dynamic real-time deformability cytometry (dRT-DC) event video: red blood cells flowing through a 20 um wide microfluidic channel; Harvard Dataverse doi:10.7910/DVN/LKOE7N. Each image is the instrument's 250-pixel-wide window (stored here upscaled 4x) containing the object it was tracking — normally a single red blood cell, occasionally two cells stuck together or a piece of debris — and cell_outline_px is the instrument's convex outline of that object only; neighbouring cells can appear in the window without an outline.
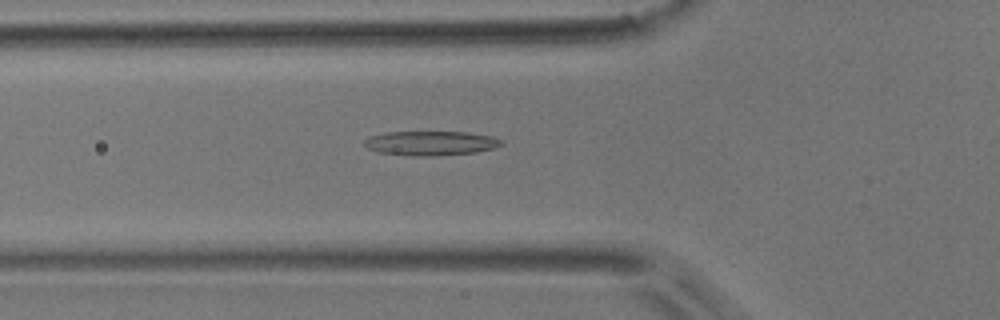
{"species": "common noctule bat (a hibernating species)", "species_latin": "Nyctalus noctula", "temperature_condition": "room temperature", "stored_images_in_passage": 40, "camera_frame_rate_fps": 3000, "um_per_image_px": 0.085, "animal": {"sex": "male", "body_mass_g": 17.9}, "frame": {"image": 1, "passage_image": 7, "time_ms": 2.0, "image_size_px": [1000, 320], "cell_outline_px": [[504, 144], [496, 148], [476, 152], [436, 156], [412, 156], [376, 152], [368, 148], [364, 144], [364, 140], [368, 136], [388, 132], [468, 132], [492, 136], [500, 140]], "centroid_in_image_um": [36.61, 12.17], "position_along_channel_um": 89.2, "area_um2": 19.65}}
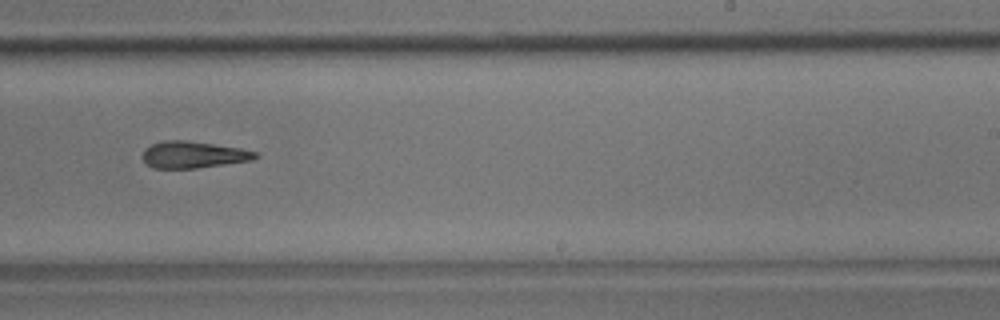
{"frame": {"image": 2, "passage_image": 21, "time_ms": 6.667, "image_size_px": [1000, 320], "cell_outline_px": [[260, 156], [252, 160], [196, 168], [152, 168], [140, 156], [144, 148], [152, 144], [164, 140], [184, 140], [240, 148], [256, 152]], "centroid_in_image_um": [16.39, 13.15], "position_along_channel_um": 272.6, "area_um2": 17.51}}
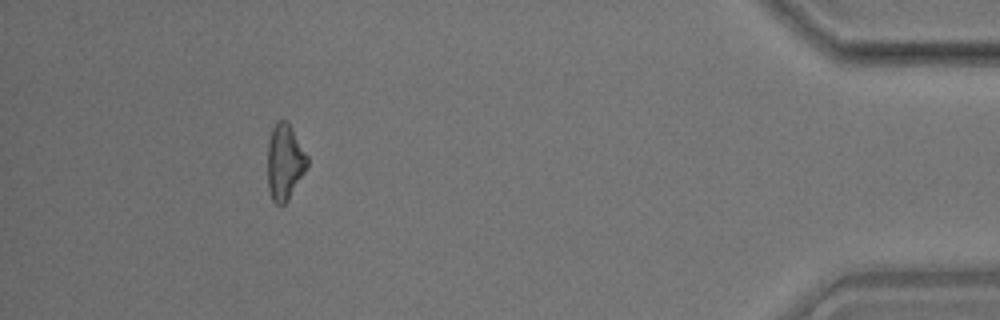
{"frame": {"image": 3, "passage_image": 36, "time_ms": 11.667, "image_size_px": [1000, 320], "cell_outline_px": [[308, 164], [304, 172], [288, 200], [284, 204], [276, 204], [272, 200], [268, 188], [268, 140], [272, 128], [276, 120], [288, 120], [308, 156]], "centroid_in_image_um": [24.19, 13.73], "position_along_channel_um": 411.0, "area_um2": 17.63}, "authors_computed_cell_mechanics": {"area_um2": 18.0914, "velocity_mm_per_s": 3.9238, "shape_relaxation_time_tau1_ms": null, "shape_relaxation_time_tau2_ms": 5.8655, "deformation_change_tau1": null, "deformation_change_tau2": 0.1877}}